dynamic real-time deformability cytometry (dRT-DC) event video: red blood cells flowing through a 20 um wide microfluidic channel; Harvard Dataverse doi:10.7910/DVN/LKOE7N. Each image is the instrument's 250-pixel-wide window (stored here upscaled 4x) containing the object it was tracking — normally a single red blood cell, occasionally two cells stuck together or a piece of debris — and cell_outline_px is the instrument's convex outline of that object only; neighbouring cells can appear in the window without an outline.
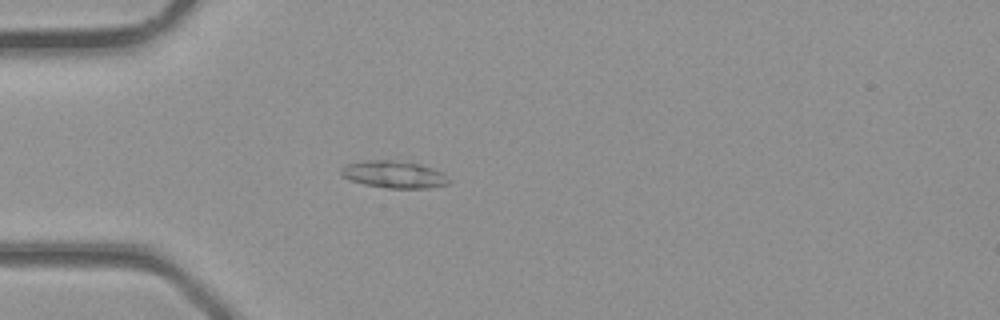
{"species": "common noctule bat (a hibernating species)", "species_latin": "Nyctalus noctula", "temperature_condition": "room temperature", "stored_images_in_passage": 3, "camera_frame_rate_fps": 3000, "um_per_image_px": 0.085, "animal": {"sex": "male", "body_mass_g": 23.1, "forearm_length_mm": 52.7}, "frame": {"image": 1, "passage_image": 3, "time_ms": 0.667, "image_size_px": [1000, 320], "cell_outline_px": [[452, 180], [448, 184], [428, 188], [388, 188], [364, 184], [352, 180], [344, 176], [340, 172], [340, 168], [348, 164], [364, 160], [392, 160], [420, 164], [440, 172], [448, 176]], "centroid_in_image_um": [33.51, 14.83], "position_along_channel_um": 51.5, "area_um2": 16.88}}